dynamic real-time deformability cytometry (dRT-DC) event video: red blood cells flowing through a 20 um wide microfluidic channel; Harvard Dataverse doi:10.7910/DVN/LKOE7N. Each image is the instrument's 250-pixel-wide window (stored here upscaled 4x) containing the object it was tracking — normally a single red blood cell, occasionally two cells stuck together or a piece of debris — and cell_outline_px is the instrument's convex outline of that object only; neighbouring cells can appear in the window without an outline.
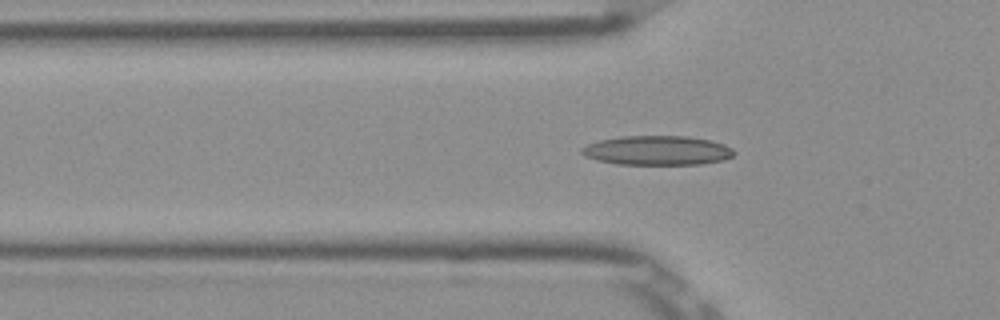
{"species": "Egyptian fruit bat (a non-hibernating species)", "species_latin": "Rousettus aegyptiacus", "temperature_condition": "room temperature", "stored_images_in_passage": 47, "camera_frame_rate_fps": 3000, "um_per_image_px": 0.085, "frame": {"image": 1, "passage_image": 18, "time_ms": 5.667, "image_size_px": [1000, 320], "cell_outline_px": [[736, 152], [732, 156], [724, 160], [700, 164], [616, 164], [596, 160], [584, 156], [580, 152], [580, 148], [588, 144], [600, 140], [620, 136], [688, 136], [712, 140], [724, 144], [732, 148]], "centroid_in_image_um": [55.86, 12.78], "position_along_channel_um": 69.9, "area_um2": 26.24}}
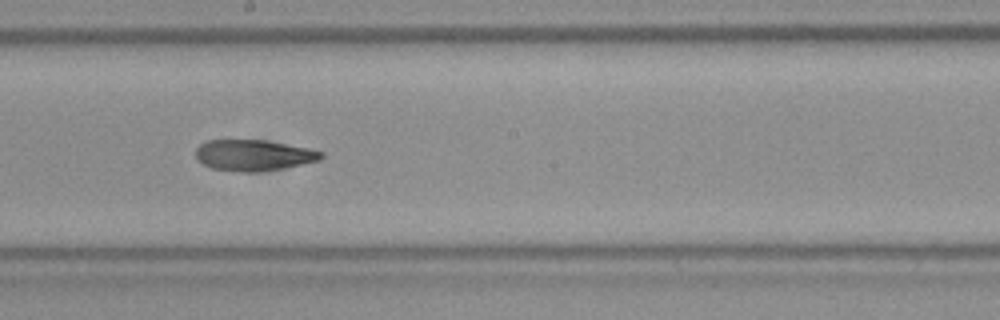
{"frame": {"image": 2, "passage_image": 30, "time_ms": 9.667, "image_size_px": [1000, 320], "cell_outline_px": [[324, 156], [320, 160], [284, 168], [256, 172], [240, 172], [212, 168], [204, 164], [196, 156], [196, 148], [200, 144], [208, 140], [264, 140], [308, 148], [324, 152]], "centroid_in_image_um": [21.57, 13.19], "position_along_channel_um": 226.6, "area_um2": 22.54}}
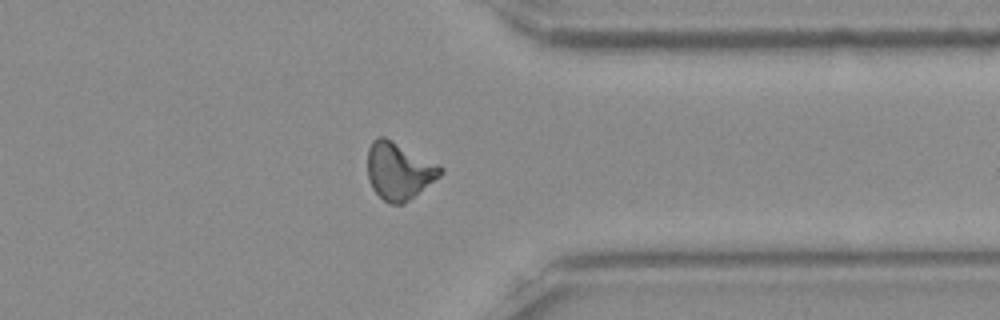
{"frame": {"image": 3, "passage_image": 42, "time_ms": 13.667, "image_size_px": [1000, 320], "cell_outline_px": [[444, 172], [440, 176], [404, 204], [388, 204], [372, 188], [368, 180], [368, 148], [372, 140], [376, 136], [384, 136], [392, 140], [444, 168]], "centroid_in_image_um": [33.88, 14.53], "position_along_channel_um": 377.5, "area_um2": 24.16}}